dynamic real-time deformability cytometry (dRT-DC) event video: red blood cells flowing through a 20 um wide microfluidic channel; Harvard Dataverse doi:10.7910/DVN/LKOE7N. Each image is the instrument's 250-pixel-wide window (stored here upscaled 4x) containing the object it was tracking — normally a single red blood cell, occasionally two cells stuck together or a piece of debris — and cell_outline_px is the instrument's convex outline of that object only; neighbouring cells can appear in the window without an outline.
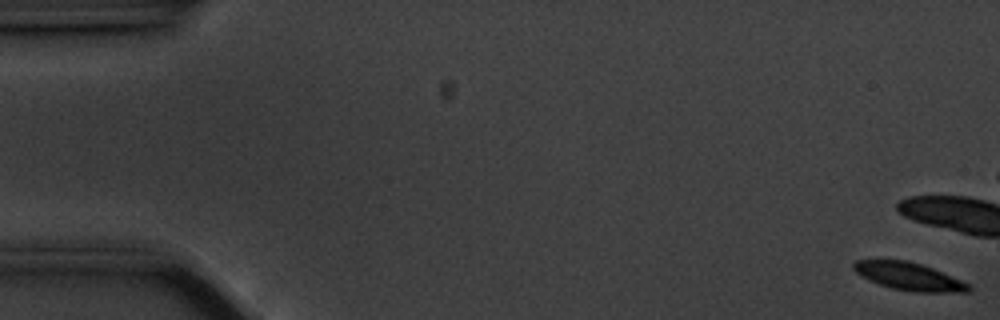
{"species": "common noctule bat (a hibernating species)", "species_latin": "Nyctalus noctula", "temperature_condition": "cold", "stored_images_in_passage": 14, "camera_frame_rate_fps": 3000, "um_per_image_px": 0.085, "animal": {"sex": "male", "body_mass_g": 20.1, "forearm_length_mm": 53.5}, "frame": {"image": 1, "passage_image": 1, "time_ms": 0.0, "image_size_px": [1000, 320], "cell_outline_px": [[972, 288], [968, 292], [912, 292], [892, 288], [868, 280], [860, 276], [852, 268], [852, 264], [856, 260], [904, 260], [920, 264], [932, 268], [972, 284]], "centroid_in_image_um": [77.28, 23.5], "position_along_channel_um": 7.7, "area_um2": 18.61}}